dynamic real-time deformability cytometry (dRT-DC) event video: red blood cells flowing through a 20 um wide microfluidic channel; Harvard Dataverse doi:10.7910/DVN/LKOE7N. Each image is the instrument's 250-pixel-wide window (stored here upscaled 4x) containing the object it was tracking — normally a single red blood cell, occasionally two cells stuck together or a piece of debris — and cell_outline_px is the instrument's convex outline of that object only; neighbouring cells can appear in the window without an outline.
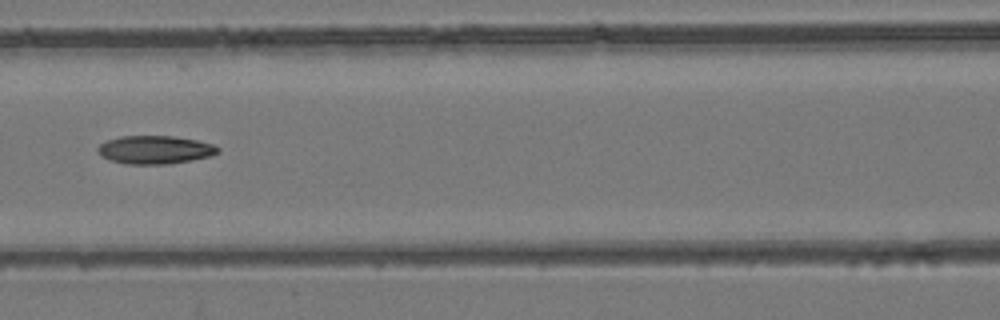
{"species": "common noctule bat (a hibernating species)", "species_latin": "Nyctalus noctula", "temperature_condition": "room temperature", "stored_images_in_passage": 3, "camera_frame_rate_fps": 3000, "um_per_image_px": 0.085, "animal": {"sex": "female", "body_mass_g": 24.6, "forearm_length_mm": 56.2}, "frame": {"image": 1, "passage_image": 3, "time_ms": 2.0, "image_size_px": [1000, 320], "cell_outline_px": [[220, 152], [208, 156], [168, 164], [128, 164], [112, 160], [100, 156], [96, 148], [100, 144], [108, 140], [120, 136], [172, 136], [196, 140], [212, 144], [220, 148]], "centroid_in_image_um": [13.14, 12.72], "position_along_channel_um": 153.5, "area_um2": 19.54}}